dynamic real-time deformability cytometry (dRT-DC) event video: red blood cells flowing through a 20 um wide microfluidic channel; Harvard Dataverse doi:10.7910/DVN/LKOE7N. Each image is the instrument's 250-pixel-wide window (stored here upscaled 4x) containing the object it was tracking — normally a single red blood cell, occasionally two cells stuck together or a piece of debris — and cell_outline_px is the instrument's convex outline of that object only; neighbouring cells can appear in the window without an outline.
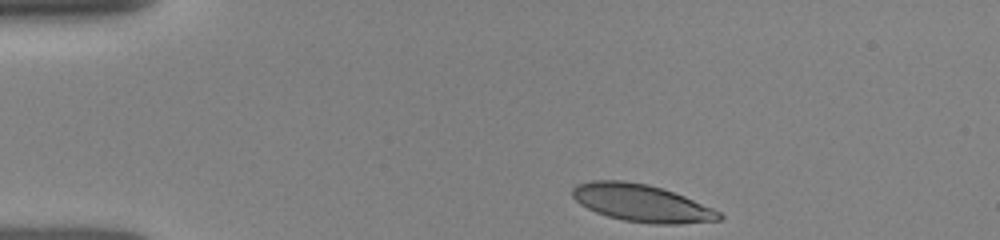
{"species": "human", "species_latin": "Homo sapiens", "temperature_condition": "room temperature", "stored_images_in_passage": 11, "camera_frame_rate_fps": 3000, "um_per_image_px": 0.085, "donor": {"sex": "female"}, "frame": {"image": 1, "passage_image": 1, "time_ms": 0.0, "image_size_px": [1000, 240], "cell_outline_px": [[724, 216], [720, 220], [680, 224], [656, 224], [624, 220], [608, 216], [596, 212], [580, 204], [572, 196], [572, 188], [576, 184], [592, 180], [624, 180], [648, 184], [684, 196], [712, 208], [720, 212]], "centroid_in_image_um": [54.52, 17.25], "position_along_channel_um": 30.5, "area_um2": 31.79}}
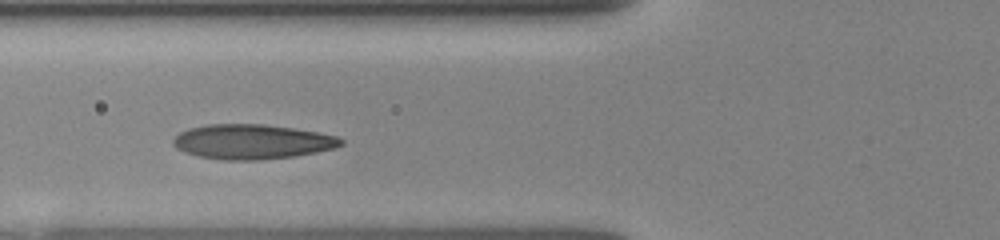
{"frame": {"image": 2, "passage_image": 7, "time_ms": 3.333, "image_size_px": [1000, 240], "cell_outline_px": [[344, 144], [332, 148], [316, 152], [292, 156], [260, 160], [224, 160], [196, 156], [184, 152], [176, 148], [172, 144], [172, 140], [180, 132], [188, 128], [208, 124], [264, 124], [296, 128], [336, 136], [344, 140]], "centroid_in_image_um": [21.39, 12.04], "position_along_channel_um": 104.4, "area_um2": 34.04}}
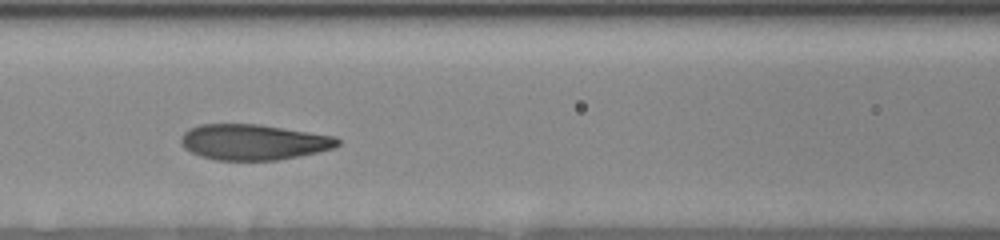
{"frame": {"image": 3, "passage_image": 10, "time_ms": 4.333, "image_size_px": [1000, 240], "cell_outline_px": [[340, 144], [332, 148], [316, 152], [276, 160], [216, 160], [200, 156], [184, 148], [180, 140], [184, 132], [200, 124], [260, 124], [336, 136], [340, 140]], "centroid_in_image_um": [21.54, 12.07], "position_along_channel_um": 145.1, "area_um2": 32.37}}